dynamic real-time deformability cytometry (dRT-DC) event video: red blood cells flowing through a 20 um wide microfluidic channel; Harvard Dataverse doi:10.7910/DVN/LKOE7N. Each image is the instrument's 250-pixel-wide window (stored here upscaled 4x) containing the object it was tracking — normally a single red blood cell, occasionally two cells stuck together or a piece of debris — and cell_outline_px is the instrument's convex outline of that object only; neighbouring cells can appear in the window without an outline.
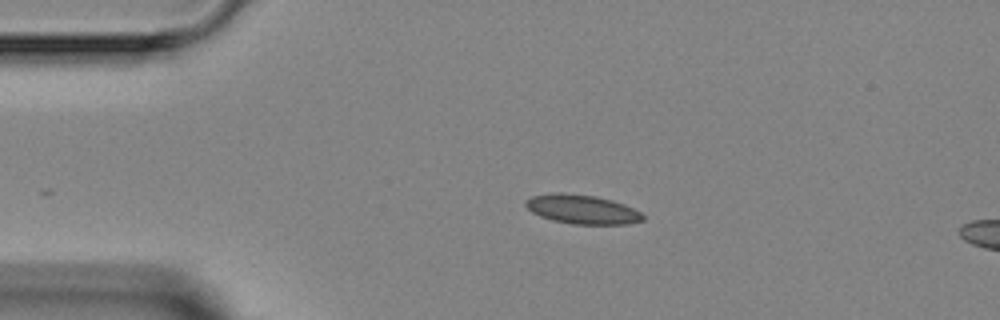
{"species": "Egyptian fruit bat (a non-hibernating species)", "species_latin": "Rousettus aegyptiacus", "temperature_condition": "room temperature", "stored_images_in_passage": 4, "camera_frame_rate_fps": 3000, "um_per_image_px": 0.085, "animal": {"sex": "female"}, "frame": {"image": 1, "passage_image": 2, "time_ms": 2.0, "image_size_px": [1000, 320], "cell_outline_px": [[644, 220], [628, 224], [572, 224], [552, 220], [540, 216], [532, 212], [524, 204], [524, 200], [532, 196], [556, 192], [560, 192], [596, 196], [612, 200], [624, 204], [640, 212], [644, 216]], "centroid_in_image_um": [49.46, 17.79], "position_along_channel_um": 35.5, "area_um2": 19.94}}